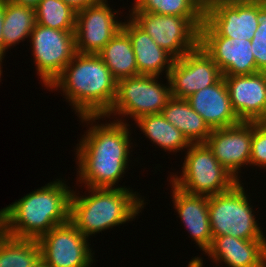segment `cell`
I'll use <instances>...</instances> for the list:
<instances>
[{
    "instance_id": "cell-28",
    "label": "cell",
    "mask_w": 266,
    "mask_h": 267,
    "mask_svg": "<svg viewBox=\"0 0 266 267\" xmlns=\"http://www.w3.org/2000/svg\"><path fill=\"white\" fill-rule=\"evenodd\" d=\"M258 27L251 39L257 72H266V1L257 2Z\"/></svg>"
},
{
    "instance_id": "cell-5",
    "label": "cell",
    "mask_w": 266,
    "mask_h": 267,
    "mask_svg": "<svg viewBox=\"0 0 266 267\" xmlns=\"http://www.w3.org/2000/svg\"><path fill=\"white\" fill-rule=\"evenodd\" d=\"M182 173L169 182L191 195L212 196L231 190L239 181L216 159L206 143H191L186 149Z\"/></svg>"
},
{
    "instance_id": "cell-12",
    "label": "cell",
    "mask_w": 266,
    "mask_h": 267,
    "mask_svg": "<svg viewBox=\"0 0 266 267\" xmlns=\"http://www.w3.org/2000/svg\"><path fill=\"white\" fill-rule=\"evenodd\" d=\"M222 77L217 64L198 45L183 57L174 60L168 74L171 97L187 99L196 91L217 83Z\"/></svg>"
},
{
    "instance_id": "cell-6",
    "label": "cell",
    "mask_w": 266,
    "mask_h": 267,
    "mask_svg": "<svg viewBox=\"0 0 266 267\" xmlns=\"http://www.w3.org/2000/svg\"><path fill=\"white\" fill-rule=\"evenodd\" d=\"M243 183L231 190L208 196V214L213 237L231 235L245 240H262L263 231L257 223Z\"/></svg>"
},
{
    "instance_id": "cell-25",
    "label": "cell",
    "mask_w": 266,
    "mask_h": 267,
    "mask_svg": "<svg viewBox=\"0 0 266 267\" xmlns=\"http://www.w3.org/2000/svg\"><path fill=\"white\" fill-rule=\"evenodd\" d=\"M40 259L37 240L14 238L0 230V267H34Z\"/></svg>"
},
{
    "instance_id": "cell-11",
    "label": "cell",
    "mask_w": 266,
    "mask_h": 267,
    "mask_svg": "<svg viewBox=\"0 0 266 267\" xmlns=\"http://www.w3.org/2000/svg\"><path fill=\"white\" fill-rule=\"evenodd\" d=\"M257 27V2L207 4L199 37L251 40Z\"/></svg>"
},
{
    "instance_id": "cell-13",
    "label": "cell",
    "mask_w": 266,
    "mask_h": 267,
    "mask_svg": "<svg viewBox=\"0 0 266 267\" xmlns=\"http://www.w3.org/2000/svg\"><path fill=\"white\" fill-rule=\"evenodd\" d=\"M112 9L107 0H102L77 11L75 43L78 53L98 54L122 28L123 22L116 19L119 12Z\"/></svg>"
},
{
    "instance_id": "cell-35",
    "label": "cell",
    "mask_w": 266,
    "mask_h": 267,
    "mask_svg": "<svg viewBox=\"0 0 266 267\" xmlns=\"http://www.w3.org/2000/svg\"><path fill=\"white\" fill-rule=\"evenodd\" d=\"M34 267H51V266H49L42 259H40Z\"/></svg>"
},
{
    "instance_id": "cell-4",
    "label": "cell",
    "mask_w": 266,
    "mask_h": 267,
    "mask_svg": "<svg viewBox=\"0 0 266 267\" xmlns=\"http://www.w3.org/2000/svg\"><path fill=\"white\" fill-rule=\"evenodd\" d=\"M86 188L89 195L84 196L72 190L70 222L88 239L132 221L144 208L145 199L126 186Z\"/></svg>"
},
{
    "instance_id": "cell-32",
    "label": "cell",
    "mask_w": 266,
    "mask_h": 267,
    "mask_svg": "<svg viewBox=\"0 0 266 267\" xmlns=\"http://www.w3.org/2000/svg\"><path fill=\"white\" fill-rule=\"evenodd\" d=\"M266 0H211L208 4H231V3H244V2H260Z\"/></svg>"
},
{
    "instance_id": "cell-24",
    "label": "cell",
    "mask_w": 266,
    "mask_h": 267,
    "mask_svg": "<svg viewBox=\"0 0 266 267\" xmlns=\"http://www.w3.org/2000/svg\"><path fill=\"white\" fill-rule=\"evenodd\" d=\"M36 25L35 9L4 0L3 58L11 46L30 37Z\"/></svg>"
},
{
    "instance_id": "cell-1",
    "label": "cell",
    "mask_w": 266,
    "mask_h": 267,
    "mask_svg": "<svg viewBox=\"0 0 266 267\" xmlns=\"http://www.w3.org/2000/svg\"><path fill=\"white\" fill-rule=\"evenodd\" d=\"M105 117V115H81L79 118L87 126L91 122L77 144L75 153L78 165L76 183L85 184L83 187L115 188L131 161L129 156L133 142L130 139L132 138L130 125L126 121L119 120L96 124V120Z\"/></svg>"
},
{
    "instance_id": "cell-19",
    "label": "cell",
    "mask_w": 266,
    "mask_h": 267,
    "mask_svg": "<svg viewBox=\"0 0 266 267\" xmlns=\"http://www.w3.org/2000/svg\"><path fill=\"white\" fill-rule=\"evenodd\" d=\"M122 29L129 35L134 50L138 73L140 75H162L166 77L172 68L175 58L141 29L131 18L122 23Z\"/></svg>"
},
{
    "instance_id": "cell-36",
    "label": "cell",
    "mask_w": 266,
    "mask_h": 267,
    "mask_svg": "<svg viewBox=\"0 0 266 267\" xmlns=\"http://www.w3.org/2000/svg\"><path fill=\"white\" fill-rule=\"evenodd\" d=\"M3 59H4L3 57H0V78H1V75H2V72H3V71H2V67H1V66H2V65H1V64H2V60H3ZM0 80H1V79H0ZM0 82H1V81H0Z\"/></svg>"
},
{
    "instance_id": "cell-31",
    "label": "cell",
    "mask_w": 266,
    "mask_h": 267,
    "mask_svg": "<svg viewBox=\"0 0 266 267\" xmlns=\"http://www.w3.org/2000/svg\"><path fill=\"white\" fill-rule=\"evenodd\" d=\"M3 23H4V0H0V57H3Z\"/></svg>"
},
{
    "instance_id": "cell-29",
    "label": "cell",
    "mask_w": 266,
    "mask_h": 267,
    "mask_svg": "<svg viewBox=\"0 0 266 267\" xmlns=\"http://www.w3.org/2000/svg\"><path fill=\"white\" fill-rule=\"evenodd\" d=\"M266 169V126L262 122H252L250 166Z\"/></svg>"
},
{
    "instance_id": "cell-27",
    "label": "cell",
    "mask_w": 266,
    "mask_h": 267,
    "mask_svg": "<svg viewBox=\"0 0 266 267\" xmlns=\"http://www.w3.org/2000/svg\"><path fill=\"white\" fill-rule=\"evenodd\" d=\"M130 10L161 15L204 16L205 6L199 0H135Z\"/></svg>"
},
{
    "instance_id": "cell-22",
    "label": "cell",
    "mask_w": 266,
    "mask_h": 267,
    "mask_svg": "<svg viewBox=\"0 0 266 267\" xmlns=\"http://www.w3.org/2000/svg\"><path fill=\"white\" fill-rule=\"evenodd\" d=\"M98 55L117 81L140 75L131 39L122 28L103 47Z\"/></svg>"
},
{
    "instance_id": "cell-14",
    "label": "cell",
    "mask_w": 266,
    "mask_h": 267,
    "mask_svg": "<svg viewBox=\"0 0 266 267\" xmlns=\"http://www.w3.org/2000/svg\"><path fill=\"white\" fill-rule=\"evenodd\" d=\"M251 141L252 122L241 121L231 127L213 129L205 143L219 163L242 182L238 171L250 166Z\"/></svg>"
},
{
    "instance_id": "cell-34",
    "label": "cell",
    "mask_w": 266,
    "mask_h": 267,
    "mask_svg": "<svg viewBox=\"0 0 266 267\" xmlns=\"http://www.w3.org/2000/svg\"><path fill=\"white\" fill-rule=\"evenodd\" d=\"M264 236L265 234L263 232V238H262L263 267H266V237Z\"/></svg>"
},
{
    "instance_id": "cell-3",
    "label": "cell",
    "mask_w": 266,
    "mask_h": 267,
    "mask_svg": "<svg viewBox=\"0 0 266 267\" xmlns=\"http://www.w3.org/2000/svg\"><path fill=\"white\" fill-rule=\"evenodd\" d=\"M47 89L61 90L79 117L105 115L114 103L117 80L98 54L77 52Z\"/></svg>"
},
{
    "instance_id": "cell-17",
    "label": "cell",
    "mask_w": 266,
    "mask_h": 267,
    "mask_svg": "<svg viewBox=\"0 0 266 267\" xmlns=\"http://www.w3.org/2000/svg\"><path fill=\"white\" fill-rule=\"evenodd\" d=\"M186 100L211 130L241 122L232 109L224 77L212 86L196 91Z\"/></svg>"
},
{
    "instance_id": "cell-7",
    "label": "cell",
    "mask_w": 266,
    "mask_h": 267,
    "mask_svg": "<svg viewBox=\"0 0 266 267\" xmlns=\"http://www.w3.org/2000/svg\"><path fill=\"white\" fill-rule=\"evenodd\" d=\"M129 15L158 46L175 59L199 45V28L204 23V16L161 15L138 10H131Z\"/></svg>"
},
{
    "instance_id": "cell-23",
    "label": "cell",
    "mask_w": 266,
    "mask_h": 267,
    "mask_svg": "<svg viewBox=\"0 0 266 267\" xmlns=\"http://www.w3.org/2000/svg\"><path fill=\"white\" fill-rule=\"evenodd\" d=\"M135 123L146 138L163 148L165 152H183L191 145L184 134L168 122L161 113L142 116Z\"/></svg>"
},
{
    "instance_id": "cell-2",
    "label": "cell",
    "mask_w": 266,
    "mask_h": 267,
    "mask_svg": "<svg viewBox=\"0 0 266 267\" xmlns=\"http://www.w3.org/2000/svg\"><path fill=\"white\" fill-rule=\"evenodd\" d=\"M72 189L56 179L0 209V230L19 239L38 240L70 221Z\"/></svg>"
},
{
    "instance_id": "cell-38",
    "label": "cell",
    "mask_w": 266,
    "mask_h": 267,
    "mask_svg": "<svg viewBox=\"0 0 266 267\" xmlns=\"http://www.w3.org/2000/svg\"><path fill=\"white\" fill-rule=\"evenodd\" d=\"M261 122L266 126V117Z\"/></svg>"
},
{
    "instance_id": "cell-26",
    "label": "cell",
    "mask_w": 266,
    "mask_h": 267,
    "mask_svg": "<svg viewBox=\"0 0 266 267\" xmlns=\"http://www.w3.org/2000/svg\"><path fill=\"white\" fill-rule=\"evenodd\" d=\"M34 9L37 24L57 30L75 31L77 11L63 0H41Z\"/></svg>"
},
{
    "instance_id": "cell-10",
    "label": "cell",
    "mask_w": 266,
    "mask_h": 267,
    "mask_svg": "<svg viewBox=\"0 0 266 267\" xmlns=\"http://www.w3.org/2000/svg\"><path fill=\"white\" fill-rule=\"evenodd\" d=\"M88 240L69 221L54 227L37 241L41 259L51 267H91L95 259Z\"/></svg>"
},
{
    "instance_id": "cell-15",
    "label": "cell",
    "mask_w": 266,
    "mask_h": 267,
    "mask_svg": "<svg viewBox=\"0 0 266 267\" xmlns=\"http://www.w3.org/2000/svg\"><path fill=\"white\" fill-rule=\"evenodd\" d=\"M223 77L239 120L261 122L266 117V72Z\"/></svg>"
},
{
    "instance_id": "cell-37",
    "label": "cell",
    "mask_w": 266,
    "mask_h": 267,
    "mask_svg": "<svg viewBox=\"0 0 266 267\" xmlns=\"http://www.w3.org/2000/svg\"><path fill=\"white\" fill-rule=\"evenodd\" d=\"M204 6H206L211 0H199Z\"/></svg>"
},
{
    "instance_id": "cell-33",
    "label": "cell",
    "mask_w": 266,
    "mask_h": 267,
    "mask_svg": "<svg viewBox=\"0 0 266 267\" xmlns=\"http://www.w3.org/2000/svg\"><path fill=\"white\" fill-rule=\"evenodd\" d=\"M7 1L19 4V5L35 8L41 0H7Z\"/></svg>"
},
{
    "instance_id": "cell-21",
    "label": "cell",
    "mask_w": 266,
    "mask_h": 267,
    "mask_svg": "<svg viewBox=\"0 0 266 267\" xmlns=\"http://www.w3.org/2000/svg\"><path fill=\"white\" fill-rule=\"evenodd\" d=\"M161 114L180 130L190 143H205L211 134L212 130L186 99L171 97Z\"/></svg>"
},
{
    "instance_id": "cell-16",
    "label": "cell",
    "mask_w": 266,
    "mask_h": 267,
    "mask_svg": "<svg viewBox=\"0 0 266 267\" xmlns=\"http://www.w3.org/2000/svg\"><path fill=\"white\" fill-rule=\"evenodd\" d=\"M199 45L217 64L223 76L257 73L250 39L199 37Z\"/></svg>"
},
{
    "instance_id": "cell-20",
    "label": "cell",
    "mask_w": 266,
    "mask_h": 267,
    "mask_svg": "<svg viewBox=\"0 0 266 267\" xmlns=\"http://www.w3.org/2000/svg\"><path fill=\"white\" fill-rule=\"evenodd\" d=\"M204 254L218 265L224 262L228 267H263L262 240L217 236Z\"/></svg>"
},
{
    "instance_id": "cell-9",
    "label": "cell",
    "mask_w": 266,
    "mask_h": 267,
    "mask_svg": "<svg viewBox=\"0 0 266 267\" xmlns=\"http://www.w3.org/2000/svg\"><path fill=\"white\" fill-rule=\"evenodd\" d=\"M29 39L37 75L48 88L77 53L75 31L52 29L36 23Z\"/></svg>"
},
{
    "instance_id": "cell-18",
    "label": "cell",
    "mask_w": 266,
    "mask_h": 267,
    "mask_svg": "<svg viewBox=\"0 0 266 267\" xmlns=\"http://www.w3.org/2000/svg\"><path fill=\"white\" fill-rule=\"evenodd\" d=\"M171 186L173 208L200 250L206 252L213 240L208 214V196L191 195L172 183Z\"/></svg>"
},
{
    "instance_id": "cell-8",
    "label": "cell",
    "mask_w": 266,
    "mask_h": 267,
    "mask_svg": "<svg viewBox=\"0 0 266 267\" xmlns=\"http://www.w3.org/2000/svg\"><path fill=\"white\" fill-rule=\"evenodd\" d=\"M159 76L139 75L123 78L117 81V92L111 109L105 114L122 116V118L138 120L140 117L151 114H160L168 100L171 98L170 83L166 77L167 85L158 82ZM129 115V116H128Z\"/></svg>"
},
{
    "instance_id": "cell-30",
    "label": "cell",
    "mask_w": 266,
    "mask_h": 267,
    "mask_svg": "<svg viewBox=\"0 0 266 267\" xmlns=\"http://www.w3.org/2000/svg\"><path fill=\"white\" fill-rule=\"evenodd\" d=\"M66 4L71 6L75 11L86 8L87 6L101 2L102 0H63Z\"/></svg>"
}]
</instances>
